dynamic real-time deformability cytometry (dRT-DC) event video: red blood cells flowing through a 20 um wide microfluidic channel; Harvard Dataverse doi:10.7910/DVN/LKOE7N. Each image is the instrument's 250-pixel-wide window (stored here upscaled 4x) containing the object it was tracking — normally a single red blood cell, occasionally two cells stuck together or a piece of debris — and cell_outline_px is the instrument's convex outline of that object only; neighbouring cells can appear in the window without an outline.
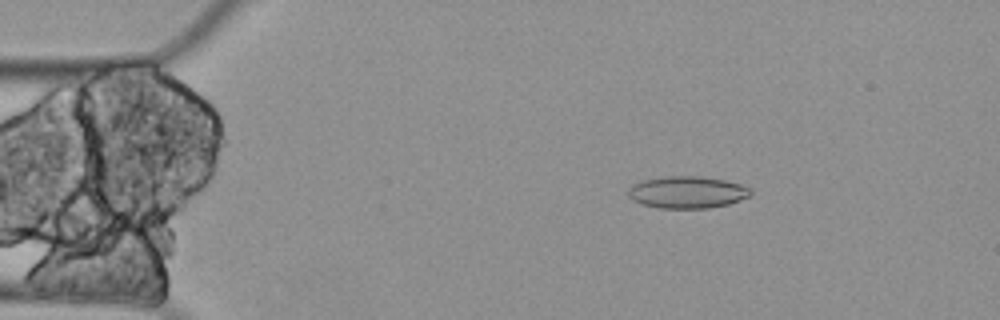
{"species": "Egyptian fruit bat (a non-hibernating species)", "species_latin": "Rousettus aegyptiacus", "temperature_condition": "cold", "stored_images_in_passage": 5, "camera_frame_rate_fps": 3000, "um_per_image_px": 0.085, "animal": {"sex": "female"}, "frame": {"image": 1, "passage_image": 3, "time_ms": 0.667, "image_size_px": [1000, 320], "cell_outline_px": [[752, 192], [748, 196], [740, 200], [728, 204], [708, 208], [660, 208], [640, 204], [632, 200], [628, 196], [628, 188], [632, 184], [644, 180], [664, 176], [704, 176], [724, 180], [740, 184], [752, 188]], "centroid_in_image_um": [58.39, 16.33], "position_along_channel_um": 26.6, "area_um2": 23.0}}